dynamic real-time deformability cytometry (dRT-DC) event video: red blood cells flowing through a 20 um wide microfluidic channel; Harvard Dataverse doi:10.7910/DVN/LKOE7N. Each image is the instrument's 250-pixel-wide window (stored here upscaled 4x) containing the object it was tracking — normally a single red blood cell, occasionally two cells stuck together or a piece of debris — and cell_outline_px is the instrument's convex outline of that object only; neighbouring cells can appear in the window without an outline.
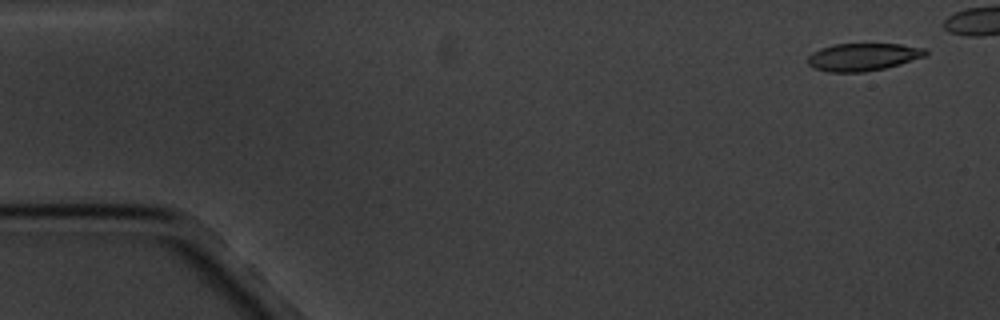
{"species": "common noctule bat (a hibernating species)", "species_latin": "Nyctalus noctula", "temperature_condition": "cold", "stored_images_in_passage": 5, "camera_frame_rate_fps": 3000, "um_per_image_px": 0.085, "animal": {"sex": "male", "body_mass_g": 20.1, "forearm_length_mm": 53.5}, "frame": {"image": 1, "passage_image": 1, "time_ms": 0.0, "image_size_px": [1000, 320], "cell_outline_px": [[928, 52], [924, 56], [900, 64], [884, 68], [864, 72], [828, 72], [812, 68], [808, 64], [808, 56], [812, 52], [820, 48], [836, 44], [900, 44], [928, 48]], "centroid_in_image_um": [73.34, 4.84], "position_along_channel_um": 11.7, "area_um2": 19.02}}